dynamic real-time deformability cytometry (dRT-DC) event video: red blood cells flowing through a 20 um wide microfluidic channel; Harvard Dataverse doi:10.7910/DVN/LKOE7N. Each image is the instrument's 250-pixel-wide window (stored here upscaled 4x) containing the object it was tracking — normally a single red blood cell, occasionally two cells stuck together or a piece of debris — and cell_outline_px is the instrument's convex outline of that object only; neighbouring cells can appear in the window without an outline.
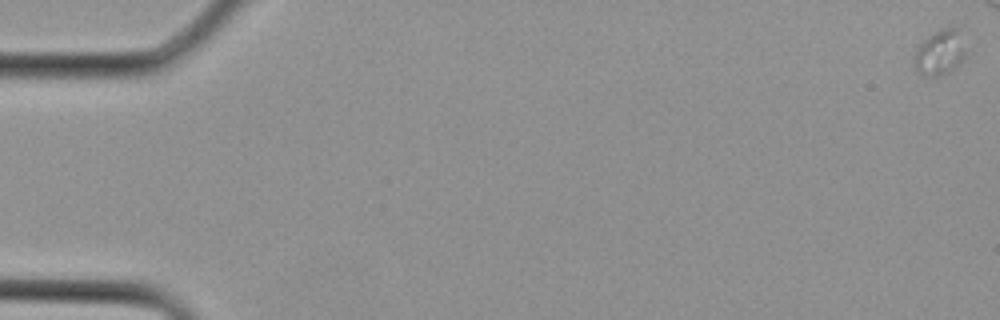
{"species": "Egyptian fruit bat (a non-hibernating species)", "species_latin": "Rousettus aegyptiacus", "temperature_condition": "cold", "stored_images_in_passage": 3, "camera_frame_rate_fps": 3000, "um_per_image_px": 0.085, "animal": {"sex": "female"}, "frame": {"image": 1, "passage_image": 3, "time_ms": 0.667, "image_size_px": [1000, 320], "cell_outline_px": [[964, 56], [960, 64], [948, 72], [940, 76], [924, 76], [916, 72], [916, 48], [920, 40], [940, 28], [956, 28], [964, 52]], "centroid_in_image_um": [79.82, 4.48], "position_along_channel_um": 5.2, "area_um2": 13.24}}